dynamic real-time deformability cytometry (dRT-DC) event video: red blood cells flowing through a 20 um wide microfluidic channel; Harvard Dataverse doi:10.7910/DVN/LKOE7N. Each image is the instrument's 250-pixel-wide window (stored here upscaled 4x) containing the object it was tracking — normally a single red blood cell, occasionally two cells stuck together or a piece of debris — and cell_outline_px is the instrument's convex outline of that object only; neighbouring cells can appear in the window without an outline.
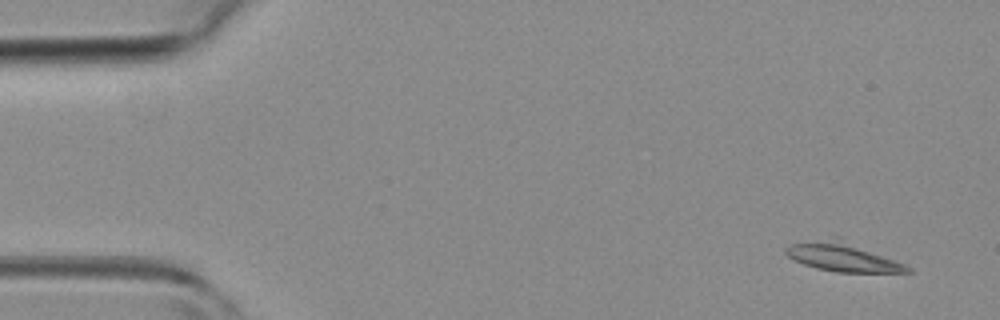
{"species": "common noctule bat (a hibernating species)", "species_latin": "Nyctalus noctula", "temperature_condition": "room temperature", "stored_images_in_passage": 44, "camera_frame_rate_fps": 3000, "um_per_image_px": 0.085, "animal": {"sex": "female", "body_mass_g": 19.3, "forearm_length_mm": 54.1}, "frame": {"image": 1, "passage_image": 2, "time_ms": 0.333, "image_size_px": [1000, 320], "cell_outline_px": [[912, 272], [836, 272], [816, 268], [804, 264], [788, 256], [784, 252], [784, 248], [792, 244], [836, 236], [840, 236], [896, 260], [912, 268]], "centroid_in_image_um": [71.65, 21.81], "position_along_channel_um": 13.4, "area_um2": 20.63}}
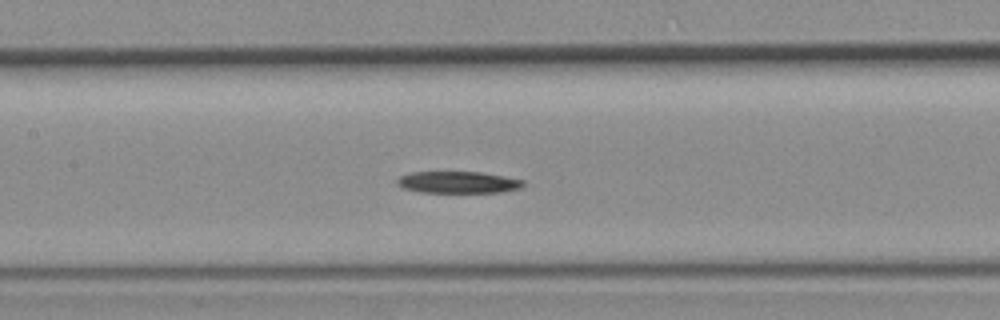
{"frame": {"image": 2, "passage_image": 20, "time_ms": 6.333, "image_size_px": [1000, 320], "cell_outline_px": [[524, 184], [520, 188], [500, 192], [420, 192], [404, 188], [396, 184], [396, 180], [400, 176], [408, 172], [480, 172], [504, 176], [524, 180]], "centroid_in_image_um": [38.91, 15.49], "position_along_channel_um": 168.5, "area_um2": 15.95}}
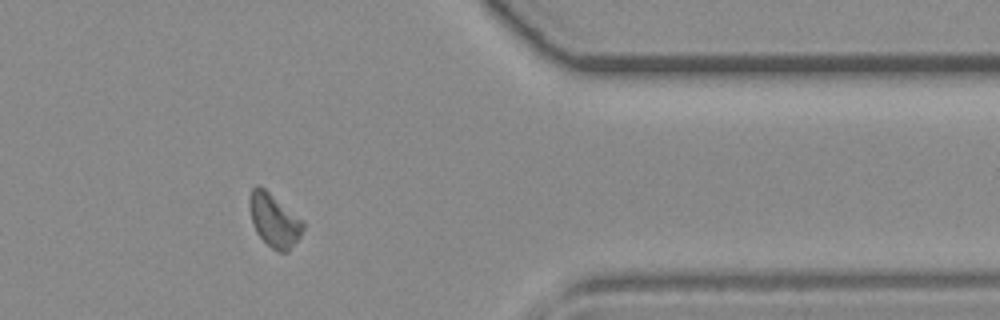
{"frame": {"image": 3, "passage_image": 36, "time_ms": 11.667, "image_size_px": [1000, 320], "cell_outline_px": [[304, 228], [300, 236], [288, 252], [280, 252], [272, 248], [256, 232], [252, 224], [248, 208], [248, 196], [252, 188], [256, 184], [260, 184], [304, 220]], "centroid_in_image_um": [23.28, 18.67], "position_along_channel_um": 388.1, "area_um2": 16.99}}